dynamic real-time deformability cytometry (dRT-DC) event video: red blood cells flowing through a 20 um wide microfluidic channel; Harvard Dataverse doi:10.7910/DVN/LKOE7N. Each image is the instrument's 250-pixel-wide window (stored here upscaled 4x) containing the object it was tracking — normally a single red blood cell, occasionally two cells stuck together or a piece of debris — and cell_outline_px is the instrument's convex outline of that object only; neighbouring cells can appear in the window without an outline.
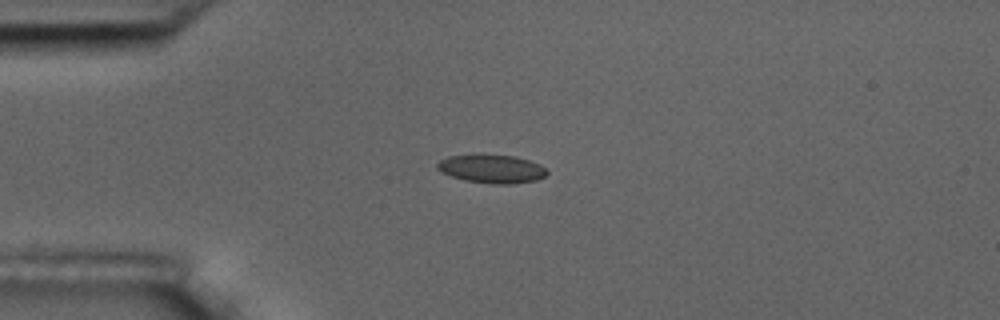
{"species": "common noctule bat (a hibernating species)", "species_latin": "Nyctalus noctula", "temperature_condition": "room temperature", "stored_images_in_passage": 4, "camera_frame_rate_fps": 3000, "um_per_image_px": 0.085, "animal": {"sex": "male", "body_mass_g": 17.5, "forearm_length_mm": 52.3}, "frame": {"image": 1, "passage_image": 1, "time_ms": 0.0, "image_size_px": [1000, 320], "cell_outline_px": [[548, 172], [544, 176], [536, 180], [512, 184], [492, 184], [464, 180], [440, 172], [436, 168], [436, 164], [440, 160], [448, 156], [512, 156], [528, 160], [540, 164]], "centroid_in_image_um": [41.78, 14.38], "position_along_channel_um": 43.2, "area_um2": 17.74}}